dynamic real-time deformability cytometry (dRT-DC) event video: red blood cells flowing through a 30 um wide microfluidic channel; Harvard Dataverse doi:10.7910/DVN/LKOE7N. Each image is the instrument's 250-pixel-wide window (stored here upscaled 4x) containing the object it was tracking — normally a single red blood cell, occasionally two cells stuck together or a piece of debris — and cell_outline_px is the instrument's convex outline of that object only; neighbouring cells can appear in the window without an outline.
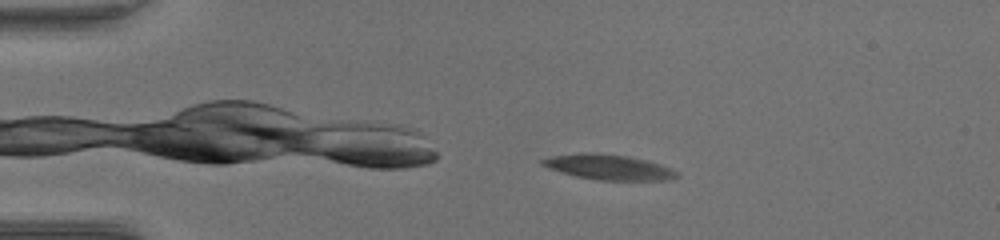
{"species": "common noctule bat (a hibernating species)", "species_latin": "Nyctalus noctula", "temperature_condition": "warm", "stored_images_in_passage": 50, "camera_frame_rate_fps": 3000, "um_per_image_px": 0.085, "animal": {"sex": "female", "body_mass_g": 17.0, "forearm_length_mm": 48.0}, "frame": {"image": 1, "passage_image": 5, "time_ms": 1.333, "image_size_px": [1000, 240], "cell_outline_px": [[680, 176], [668, 180], [600, 180], [576, 176], [548, 168], [540, 164], [540, 160], [552, 156], [580, 152], [596, 152], [628, 156], [660, 164], [672, 168], [680, 172]], "centroid_in_image_um": [51.75, 14.2], "position_along_channel_um": 33.2, "area_um2": 19.88}}
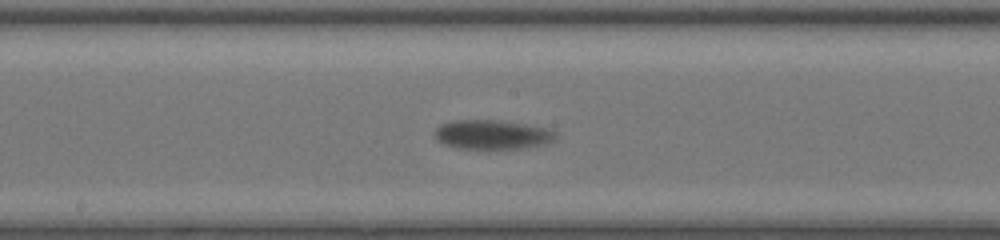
{"frame": {"image": 2, "passage_image": 24, "time_ms": 7.667, "image_size_px": [1000, 240], "cell_outline_px": [[556, 140], [548, 144], [520, 148], [460, 148], [444, 144], [436, 140], [436, 128], [440, 124], [452, 120], [500, 120], [552, 128], [556, 132]], "centroid_in_image_um": [41.91, 11.42], "position_along_channel_um": 206.3, "area_um2": 20.81}}
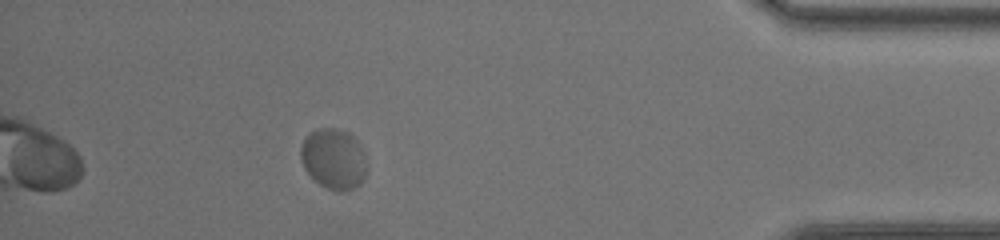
{"frame": {"image": 3, "passage_image": 44, "time_ms": 14.333, "image_size_px": [1000, 240], "cell_outline_px": [[368, 172], [364, 180], [360, 184], [352, 188], [340, 192], [328, 188], [320, 184], [304, 168], [300, 160], [300, 148], [308, 132], [316, 128], [336, 128], [348, 132], [356, 140], [364, 152], [368, 164]], "centroid_in_image_um": [28.38, 13.49], "position_along_channel_um": 406.8, "area_um2": 23.64}, "authors_computed_cell_mechanics": {"area_um2": 21.1837, "velocity_mm_per_s": 3.7135, "shape_relaxation_time_tau1_ms": 4.6917, "shape_relaxation_time_tau2_ms": null, "deformation_change_tau1": 0.1482, "deformation_change_tau2": null}}